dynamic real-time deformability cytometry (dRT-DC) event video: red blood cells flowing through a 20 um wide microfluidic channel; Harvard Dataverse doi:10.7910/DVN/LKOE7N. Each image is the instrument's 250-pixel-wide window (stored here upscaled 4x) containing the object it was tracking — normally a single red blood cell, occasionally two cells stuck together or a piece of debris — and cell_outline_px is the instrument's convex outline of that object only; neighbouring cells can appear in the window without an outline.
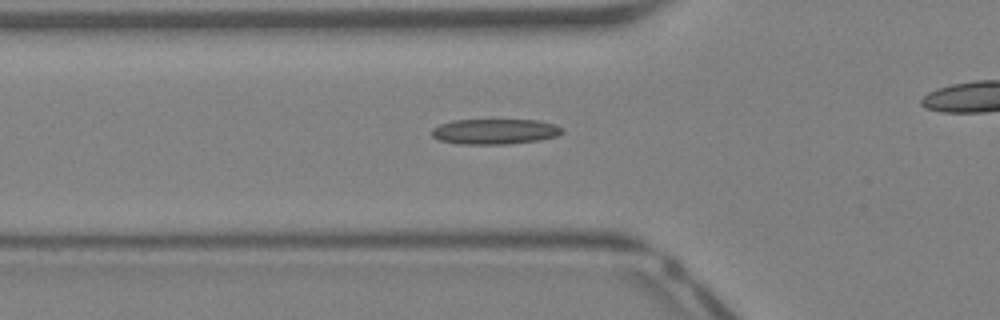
{"species": "Egyptian fruit bat (a non-hibernating species)", "species_latin": "Rousettus aegyptiacus", "temperature_condition": "warm", "stored_images_in_passage": 22, "camera_frame_rate_fps": 3000, "um_per_image_px": 0.085, "animal": {"sex": "female"}, "frame": {"image": 1, "passage_image": 2, "time_ms": 0.333, "image_size_px": [1000, 320], "cell_outline_px": [[564, 132], [556, 136], [540, 140], [508, 144], [460, 144], [440, 140], [432, 136], [432, 128], [440, 124], [452, 120], [536, 120], [556, 124], [564, 128]], "centroid_in_image_um": [42.09, 11.18], "position_along_channel_um": 83.7, "area_um2": 19.36}}
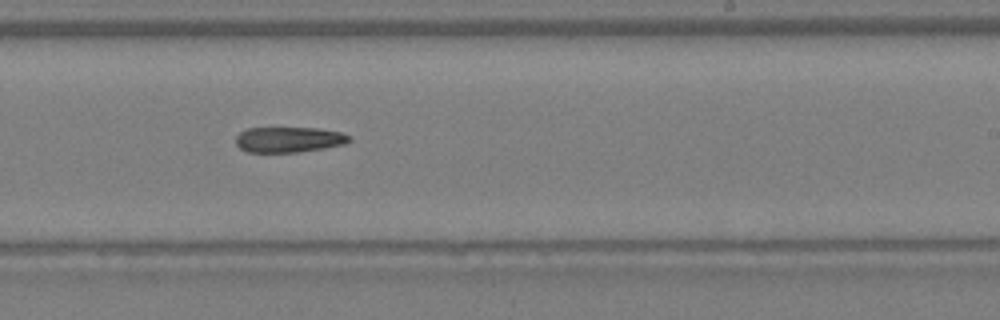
{"frame": {"image": 2, "passage_image": 13, "time_ms": 4.0, "image_size_px": [1000, 320], "cell_outline_px": [[352, 140], [344, 144], [324, 148], [300, 152], [248, 152], [240, 148], [236, 144], [236, 136], [240, 132], [248, 128], [316, 128], [340, 132], [352, 136]], "centroid_in_image_um": [24.57, 11.86], "position_along_channel_um": 264.4, "area_um2": 16.88}}
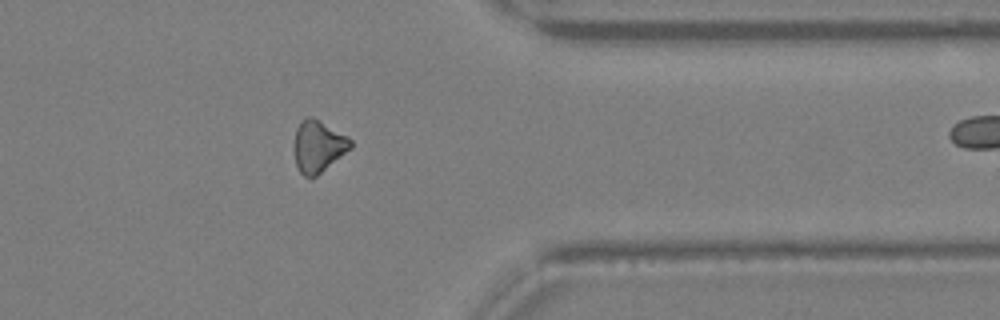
{"frame": {"image": 3, "passage_image": 21, "time_ms": 6.667, "image_size_px": [1000, 320], "cell_outline_px": [[352, 148], [312, 180], [304, 176], [300, 172], [296, 164], [292, 148], [296, 128], [308, 116], [312, 116], [348, 136], [352, 140]], "centroid_in_image_um": [27.03, 12.47], "position_along_channel_um": 384.4, "area_um2": 17.4}}